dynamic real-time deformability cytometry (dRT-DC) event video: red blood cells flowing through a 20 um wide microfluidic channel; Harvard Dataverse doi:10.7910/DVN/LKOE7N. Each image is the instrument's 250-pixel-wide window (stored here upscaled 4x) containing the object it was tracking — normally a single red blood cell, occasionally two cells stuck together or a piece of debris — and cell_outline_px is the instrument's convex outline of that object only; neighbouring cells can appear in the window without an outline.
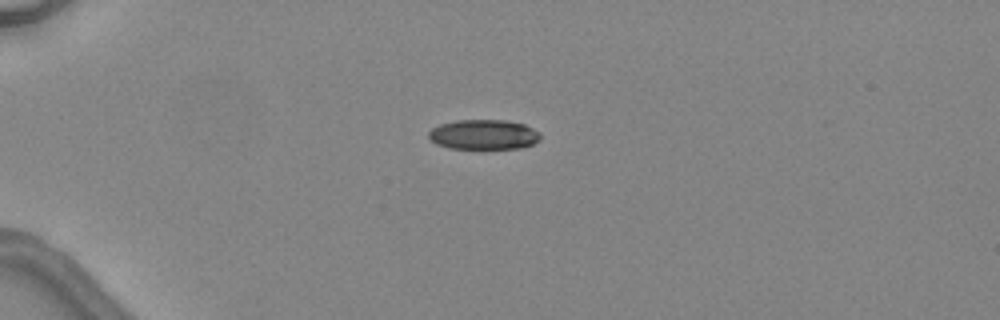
{"species": "common noctule bat (a hibernating species)", "species_latin": "Nyctalus noctula", "temperature_condition": "warm", "stored_images_in_passage": 3, "camera_frame_rate_fps": 3000, "um_per_image_px": 0.085, "animal": {"sex": "female", "body_mass_g": 24.6, "forearm_length_mm": 56.2}, "frame": {"image": 1, "passage_image": 1, "time_ms": 0.0, "image_size_px": [1000, 320], "cell_outline_px": [[540, 140], [532, 144], [520, 148], [448, 148], [436, 144], [428, 136], [428, 132], [432, 128], [440, 124], [456, 120], [504, 120], [524, 124], [540, 132]], "centroid_in_image_um": [41.11, 11.43], "position_along_channel_um": 43.9, "area_um2": 19.42}}